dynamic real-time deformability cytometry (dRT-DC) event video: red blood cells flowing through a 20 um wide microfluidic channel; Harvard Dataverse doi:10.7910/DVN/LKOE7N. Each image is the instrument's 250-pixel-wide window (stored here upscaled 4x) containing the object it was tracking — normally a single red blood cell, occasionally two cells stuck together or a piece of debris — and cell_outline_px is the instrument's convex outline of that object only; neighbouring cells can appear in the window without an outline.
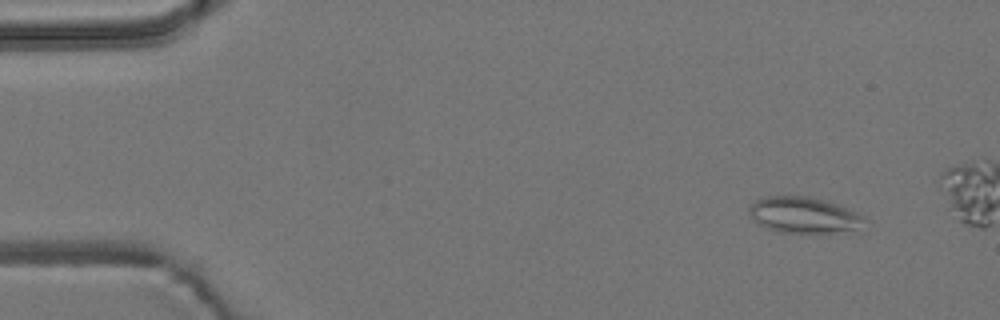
{"species": "common noctule bat (a hibernating species)", "species_latin": "Nyctalus noctula", "temperature_condition": "room temperature", "stored_images_in_passage": 6, "camera_frame_rate_fps": 3000, "um_per_image_px": 0.085, "animal": {"sex": "male", "body_mass_g": 19.2, "forearm_length_mm": 51.8}, "frame": {"image": 1, "passage_image": 2, "time_ms": 0.333, "image_size_px": [1000, 320], "cell_outline_px": [[864, 216], [860, 232], [780, 232], [756, 224], [748, 216], [748, 208], [756, 200], [768, 196], [808, 196], [828, 200]], "centroid_in_image_um": [68.32, 18.28], "position_along_channel_um": 16.7, "area_um2": 24.51}}